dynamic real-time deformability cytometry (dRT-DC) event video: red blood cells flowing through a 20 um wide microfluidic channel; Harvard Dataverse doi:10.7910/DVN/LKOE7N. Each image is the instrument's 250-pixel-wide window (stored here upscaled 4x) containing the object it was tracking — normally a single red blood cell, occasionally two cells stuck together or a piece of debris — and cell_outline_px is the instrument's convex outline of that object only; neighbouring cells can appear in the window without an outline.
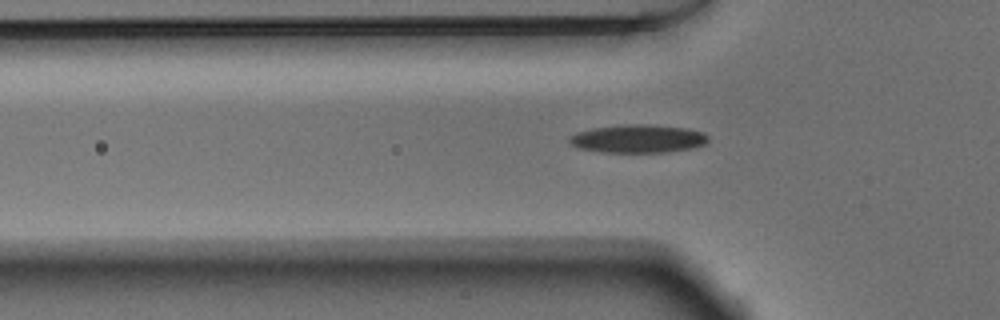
{"species": "Egyptian fruit bat (a non-hibernating species)", "species_latin": "Rousettus aegyptiacus", "temperature_condition": "warm", "stored_images_in_passage": 41, "camera_frame_rate_fps": 3000, "um_per_image_px": 0.085, "animal": {"sex": "male"}, "frame": {"image": 1, "passage_image": 7, "time_ms": 2.0, "image_size_px": [1000, 320], "cell_outline_px": [[708, 140], [704, 144], [696, 148], [668, 152], [600, 152], [580, 148], [568, 144], [568, 136], [576, 132], [592, 128], [620, 124], [648, 124], [688, 128], [704, 132], [708, 136]], "centroid_in_image_um": [54.22, 11.78], "position_along_channel_um": 71.6, "area_um2": 23.24}}
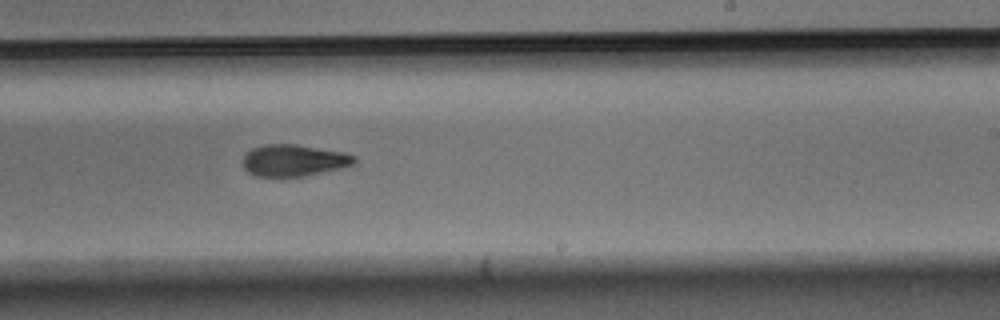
{"frame": {"image": 2, "passage_image": 22, "time_ms": 7.0, "image_size_px": [1000, 320], "cell_outline_px": [[356, 160], [352, 164], [340, 168], [304, 176], [256, 176], [248, 172], [244, 168], [244, 156], [252, 148], [264, 144], [296, 144], [344, 152], [356, 156]], "centroid_in_image_um": [24.97, 13.62], "position_along_channel_um": 264.0, "area_um2": 20.4}}
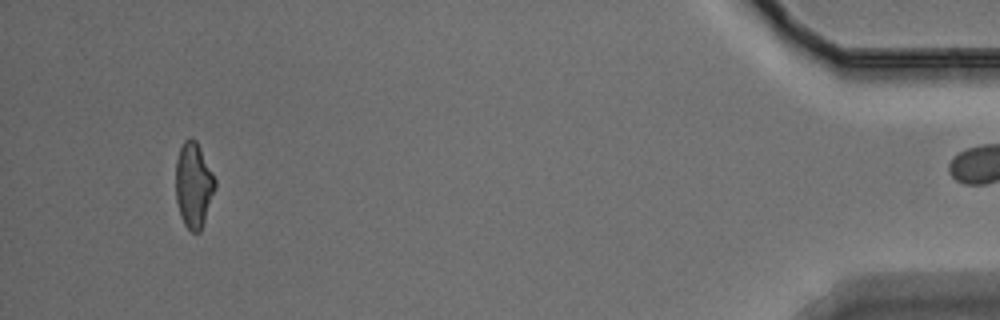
{"frame": {"image": 3, "passage_image": 40, "time_ms": 13.0, "image_size_px": [1000, 320], "cell_outline_px": [[216, 188], [200, 232], [192, 232], [184, 224], [180, 216], [176, 200], [176, 160], [180, 148], [184, 140], [192, 136], [196, 140], [216, 180]], "centroid_in_image_um": [16.45, 15.72], "position_along_channel_um": 418.7, "area_um2": 19.54}}